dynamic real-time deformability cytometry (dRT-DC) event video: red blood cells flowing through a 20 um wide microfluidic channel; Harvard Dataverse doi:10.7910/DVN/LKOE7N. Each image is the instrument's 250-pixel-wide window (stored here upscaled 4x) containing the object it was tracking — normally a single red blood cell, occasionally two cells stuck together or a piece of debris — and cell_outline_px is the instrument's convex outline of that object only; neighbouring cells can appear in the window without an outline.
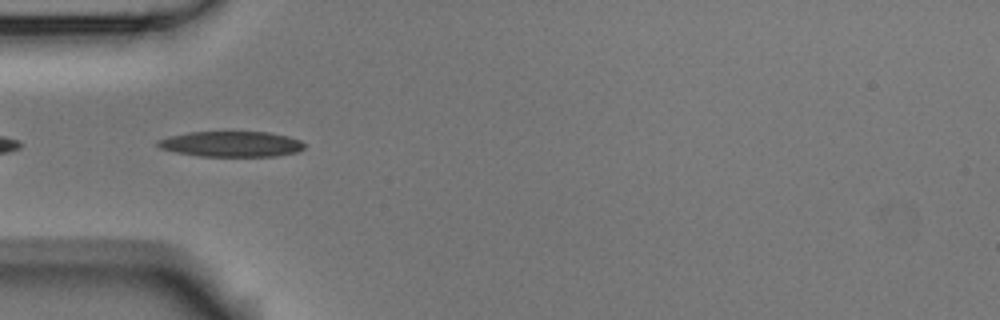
{"species": "Egyptian fruit bat (a non-hibernating species)", "species_latin": "Rousettus aegyptiacus", "temperature_condition": "room temperature", "stored_images_in_passage": 2, "camera_frame_rate_fps": 3000, "um_per_image_px": 0.085, "animal": {"sex": "male"}, "frame": {"image": 1, "passage_image": 1, "time_ms": 0.0, "image_size_px": [1000, 320], "cell_outline_px": [[304, 148], [296, 152], [272, 156], [200, 156], [176, 152], [160, 148], [156, 144], [156, 140], [168, 136], [188, 132], [268, 132], [288, 136], [300, 140], [304, 144]], "centroid_in_image_um": [19.62, 12.24], "position_along_channel_um": 65.4, "area_um2": 21.73}}
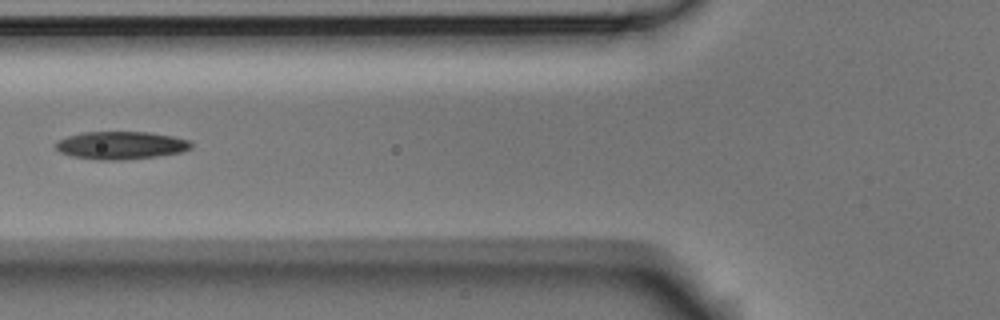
{"frame": {"image": 2, "passage_image": 2, "time_ms": 0.333, "image_size_px": [1000, 320], "cell_outline_px": [[192, 148], [180, 152], [156, 156], [120, 160], [100, 160], [72, 156], [60, 152], [56, 148], [56, 140], [68, 136], [84, 132], [148, 132], [172, 136], [188, 140], [192, 144]], "centroid_in_image_um": [10.26, 12.35], "position_along_channel_um": 115.5, "area_um2": 21.79}}